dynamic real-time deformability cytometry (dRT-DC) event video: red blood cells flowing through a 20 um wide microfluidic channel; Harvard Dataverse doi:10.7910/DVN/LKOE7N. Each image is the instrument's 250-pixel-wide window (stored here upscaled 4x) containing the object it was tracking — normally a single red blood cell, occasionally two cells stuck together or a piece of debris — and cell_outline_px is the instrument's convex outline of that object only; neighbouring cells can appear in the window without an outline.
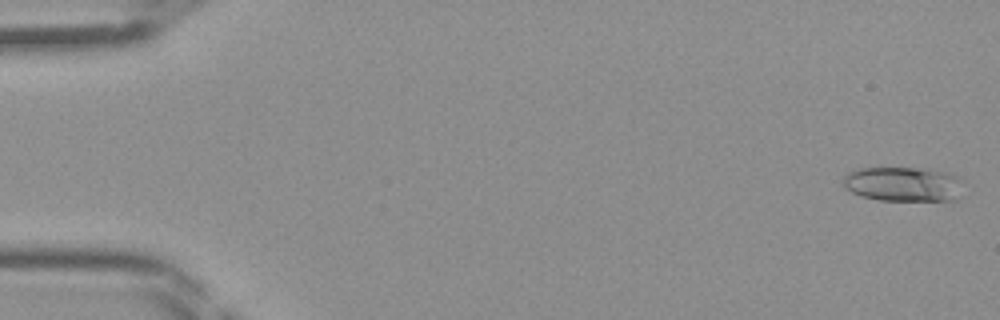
{"species": "Egyptian fruit bat (a non-hibernating species)", "species_latin": "Rousettus aegyptiacus", "temperature_condition": "room temperature", "stored_images_in_passage": 45, "camera_frame_rate_fps": 3000, "um_per_image_px": 0.085, "frame": {"image": 1, "passage_image": 1, "time_ms": 0.0, "image_size_px": [1000, 320], "cell_outline_px": [[960, 180], [956, 200], [880, 200], [860, 196], [844, 188], [840, 180], [848, 172], [860, 168], [928, 168], [944, 172], [956, 176]], "centroid_in_image_um": [76.67, 15.64], "position_along_channel_um": 8.3, "area_um2": 24.1}}
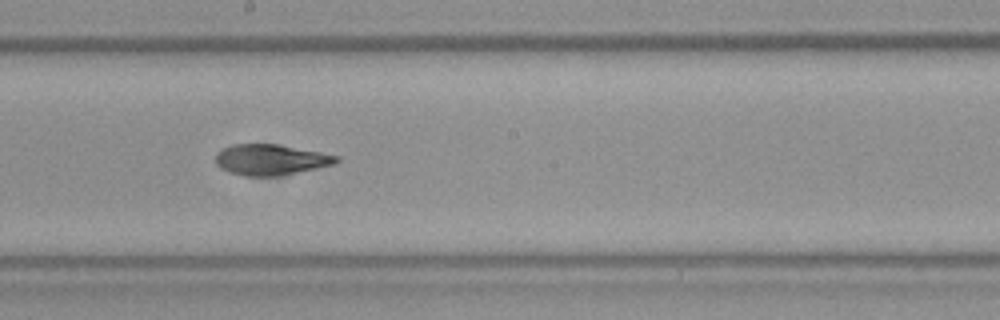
{"frame": {"image": 2, "passage_image": 25, "time_ms": 8.0, "image_size_px": [1000, 320], "cell_outline_px": [[340, 160], [336, 164], [280, 176], [244, 176], [228, 172], [220, 168], [216, 164], [216, 152], [220, 148], [232, 144], [276, 144], [320, 152], [340, 156]], "centroid_in_image_um": [22.99, 13.58], "position_along_channel_um": 225.2, "area_um2": 21.91}}
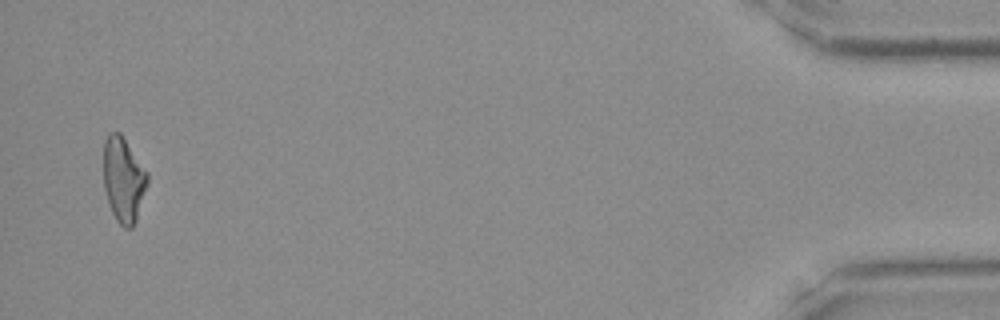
{"frame": {"image": 3, "passage_image": 44, "time_ms": 14.333, "image_size_px": [1000, 320], "cell_outline_px": [[148, 184], [136, 220], [132, 228], [124, 228], [116, 220], [108, 204], [104, 188], [104, 140], [108, 132], [120, 132], [148, 172]], "centroid_in_image_um": [10.5, 15.26], "position_along_channel_um": 424.7, "area_um2": 21.91}}